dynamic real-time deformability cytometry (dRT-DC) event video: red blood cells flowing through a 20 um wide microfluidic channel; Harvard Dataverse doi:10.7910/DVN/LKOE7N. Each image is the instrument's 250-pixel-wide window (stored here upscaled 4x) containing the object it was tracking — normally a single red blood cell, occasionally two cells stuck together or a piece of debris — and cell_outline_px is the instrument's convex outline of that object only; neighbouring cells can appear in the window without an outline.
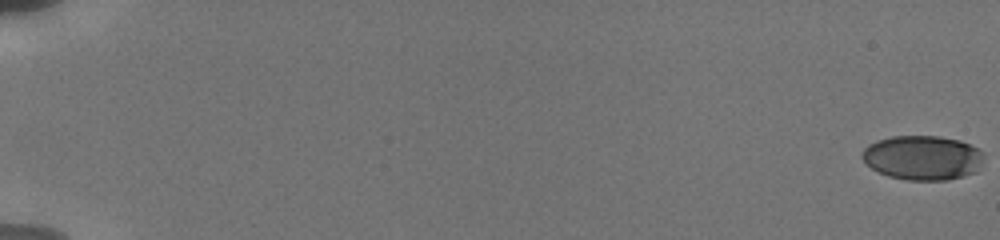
{"species": "human", "species_latin": "Homo sapiens", "temperature_condition": "cold", "stored_images_in_passage": 25, "camera_frame_rate_fps": 3000, "um_per_image_px": 0.085, "donor": {"sex": "male"}, "frame": {"image": 1, "passage_image": 1, "time_ms": 0.0, "image_size_px": [1000, 240], "cell_outline_px": [[984, 160], [976, 172], [964, 176], [948, 180], [908, 180], [888, 176], [872, 168], [860, 156], [864, 148], [868, 144], [876, 140], [892, 136], [940, 136], [960, 140], [976, 148], [980, 152]], "centroid_in_image_um": [78.41, 13.4], "position_along_channel_um": 6.6, "area_um2": 31.56}}
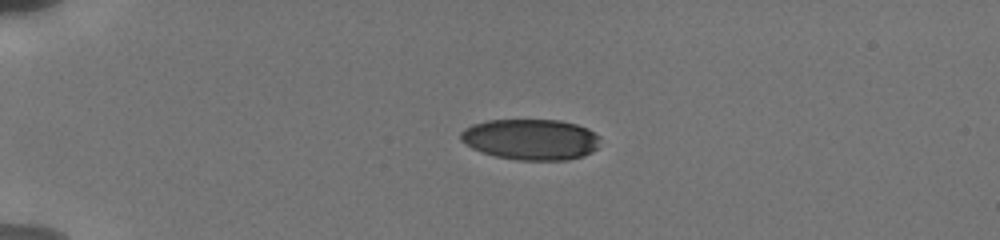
{"frame": {"image": 2, "passage_image": 17, "time_ms": 5.0, "image_size_px": [1000, 240], "cell_outline_px": [[600, 136], [596, 148], [592, 152], [584, 156], [568, 160], [516, 160], [496, 156], [480, 152], [472, 148], [460, 140], [460, 132], [464, 128], [472, 124], [488, 120], [560, 120], [576, 124], [588, 128]], "centroid_in_image_um": [45.11, 11.85], "position_along_channel_um": 39.9, "area_um2": 33.47}}